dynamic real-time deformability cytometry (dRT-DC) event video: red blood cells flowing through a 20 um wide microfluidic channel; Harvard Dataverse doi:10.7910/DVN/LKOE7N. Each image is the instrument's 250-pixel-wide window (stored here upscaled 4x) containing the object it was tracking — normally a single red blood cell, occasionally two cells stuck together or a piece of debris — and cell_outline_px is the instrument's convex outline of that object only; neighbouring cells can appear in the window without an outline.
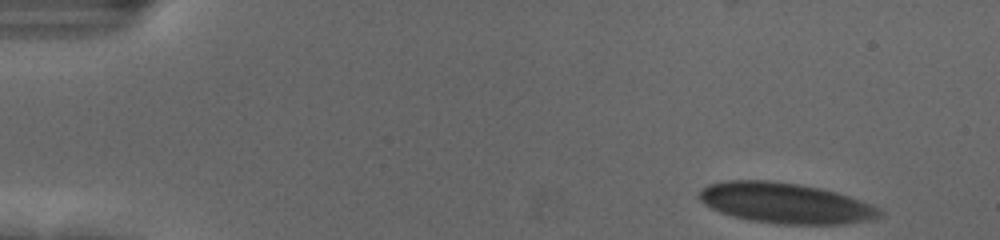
{"species": "human", "species_latin": "Homo sapiens", "temperature_condition": "cold", "stored_images_in_passage": 45, "camera_frame_rate_fps": 3000, "um_per_image_px": 0.085, "donor": {"sex": "female"}, "frame": {"image": 1, "passage_image": 1, "time_ms": 0.0, "image_size_px": [1000, 240], "cell_outline_px": [[884, 216], [872, 220], [840, 224], [784, 224], [748, 220], [732, 216], [720, 212], [704, 204], [696, 196], [708, 184], [728, 180], [768, 180], [796, 184], [820, 188], [836, 192], [872, 204], [880, 208], [884, 212]], "centroid_in_image_um": [66.78, 17.27], "position_along_channel_um": 18.2, "area_um2": 42.66}}
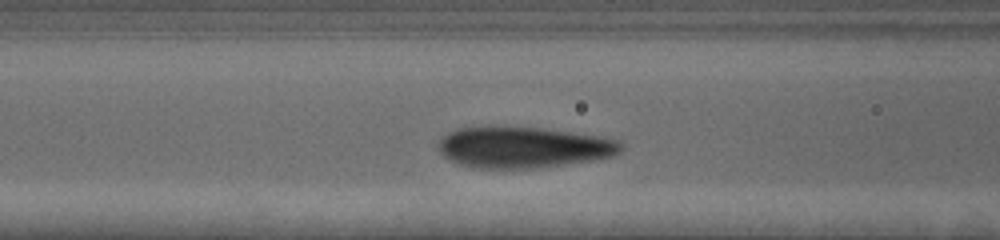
{"frame": {"image": 2, "passage_image": 19, "time_ms": 6.0, "image_size_px": [1000, 240], "cell_outline_px": [[624, 148], [620, 152], [612, 156], [588, 160], [536, 168], [480, 168], [460, 164], [444, 156], [440, 152], [436, 144], [448, 132], [460, 128], [540, 128], [596, 136], [620, 140]], "centroid_in_image_um": [44.48, 12.53], "position_along_channel_um": 122.1, "area_um2": 42.71}}
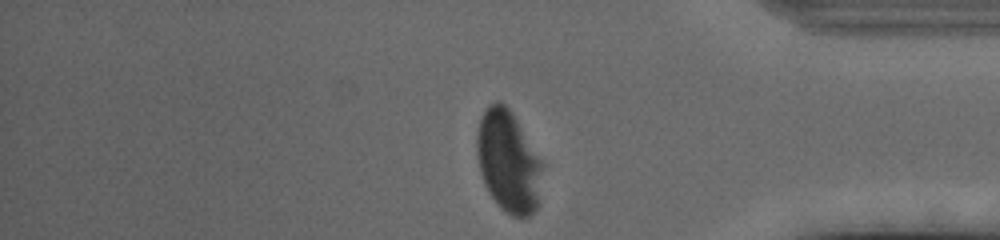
{"frame": {"image": 3, "passage_image": 43, "time_ms": 14.0, "image_size_px": [1000, 240], "cell_outline_px": [[544, 164], [540, 204], [528, 216], [512, 216], [500, 208], [484, 184], [480, 172], [476, 152], [476, 136], [480, 120], [488, 104], [496, 100], [504, 104], [512, 112]], "centroid_in_image_um": [43.23, 13.74], "position_along_channel_um": 392.0, "area_um2": 39.25}, "authors_computed_cell_mechanics": {"area_um2": 42.4252, "velocity_mm_per_s": 3.5925, "shape_relaxation_time_tau1_ms": 4.3977, "shape_relaxation_time_tau2_ms": null, "deformation_change_tau1": 0.1642, "deformation_change_tau2": null}}